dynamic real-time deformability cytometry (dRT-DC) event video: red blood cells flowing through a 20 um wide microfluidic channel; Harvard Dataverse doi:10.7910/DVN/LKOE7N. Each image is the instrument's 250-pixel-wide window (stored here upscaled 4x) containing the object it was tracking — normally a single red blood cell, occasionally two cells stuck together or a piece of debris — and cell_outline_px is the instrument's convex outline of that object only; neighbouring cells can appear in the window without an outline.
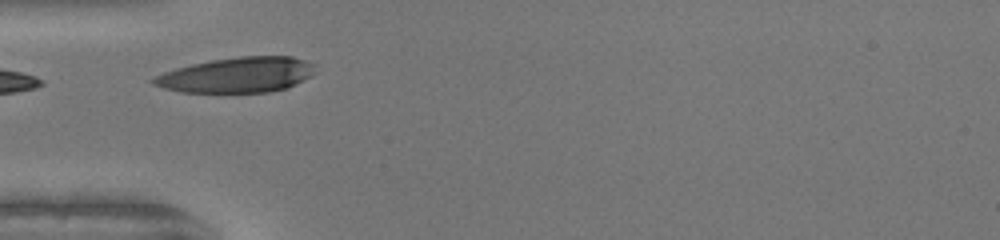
{"species": "human", "species_latin": "Homo sapiens", "temperature_condition": "warm", "stored_images_in_passage": 26, "camera_frame_rate_fps": 3000, "um_per_image_px": 0.085, "donor": {"sex": "female"}, "frame": {"image": 1, "passage_image": 2, "time_ms": 0.333, "image_size_px": [1000, 240], "cell_outline_px": [[316, 72], [312, 76], [288, 88], [268, 92], [180, 92], [164, 88], [152, 84], [148, 80], [164, 72], [176, 68], [192, 64], [212, 60], [240, 56], [292, 56], [304, 60], [312, 64]], "centroid_in_image_um": [20.16, 6.37], "position_along_channel_um": 64.8, "area_um2": 33.29}}
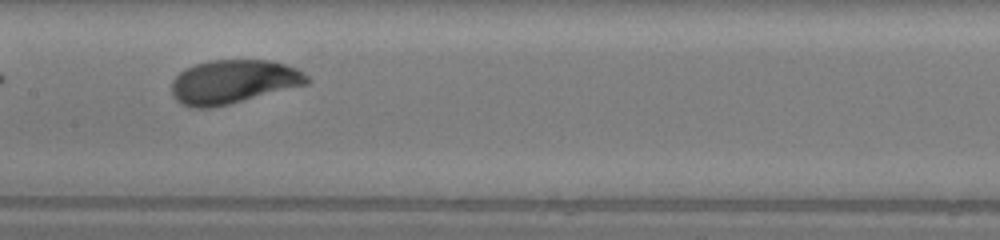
{"frame": {"image": 2, "passage_image": 11, "time_ms": 3.333, "image_size_px": [1000, 240], "cell_outline_px": [[312, 80], [308, 84], [212, 108], [188, 108], [180, 104], [172, 96], [172, 80], [180, 72], [196, 64], [208, 60], [272, 60], [300, 68]], "centroid_in_image_um": [19.85, 6.95], "position_along_channel_um": 187.5, "area_um2": 34.85}}
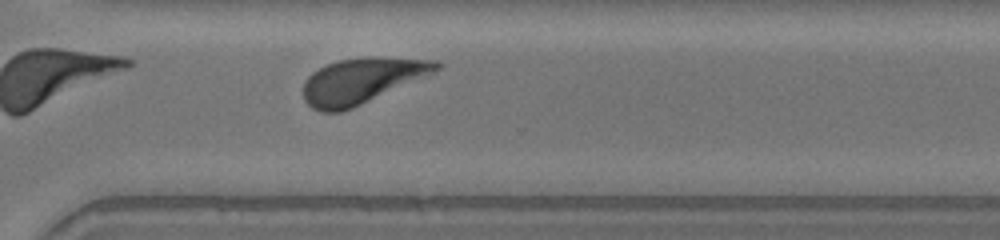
{"frame": {"image": 3, "passage_image": 22, "time_ms": 7.0, "image_size_px": [1000, 240], "cell_outline_px": [[444, 64], [440, 68], [432, 72], [352, 108], [340, 112], [320, 112], [312, 108], [304, 100], [304, 80], [312, 72], [328, 64], [340, 60], [368, 56], [372, 56], [440, 60]], "centroid_in_image_um": [30.72, 6.84], "position_along_channel_um": 339.9, "area_um2": 34.8}, "authors_computed_cell_mechanics": {"area_um2": 34.3621, "velocity_mm_per_s": 4.1538, "shape_relaxation_time_tau1_ms": 2.1423, "shape_relaxation_time_tau2_ms": null, "deformation_change_tau1": 0.1396, "deformation_change_tau2": null}}